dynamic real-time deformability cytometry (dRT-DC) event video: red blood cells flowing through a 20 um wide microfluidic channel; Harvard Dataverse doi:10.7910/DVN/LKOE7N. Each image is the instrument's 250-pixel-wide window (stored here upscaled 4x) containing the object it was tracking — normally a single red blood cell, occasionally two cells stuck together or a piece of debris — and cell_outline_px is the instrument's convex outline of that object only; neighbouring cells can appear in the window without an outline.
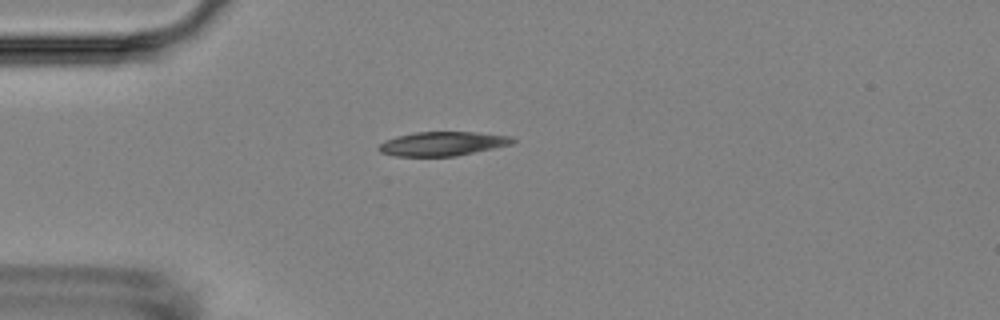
{"species": "Egyptian fruit bat (a non-hibernating species)", "species_latin": "Rousettus aegyptiacus", "temperature_condition": "room temperature", "stored_images_in_passage": 6, "camera_frame_rate_fps": 3000, "um_per_image_px": 0.085, "animal": {"sex": "female"}, "frame": {"image": 1, "passage_image": 2, "time_ms": 1.333, "image_size_px": [1000, 320], "cell_outline_px": [[516, 140], [512, 144], [456, 156], [396, 156], [380, 152], [376, 148], [384, 140], [396, 136], [416, 132], [476, 132], [512, 136]], "centroid_in_image_um": [37.6, 12.21], "position_along_channel_um": 47.4, "area_um2": 18.84}}
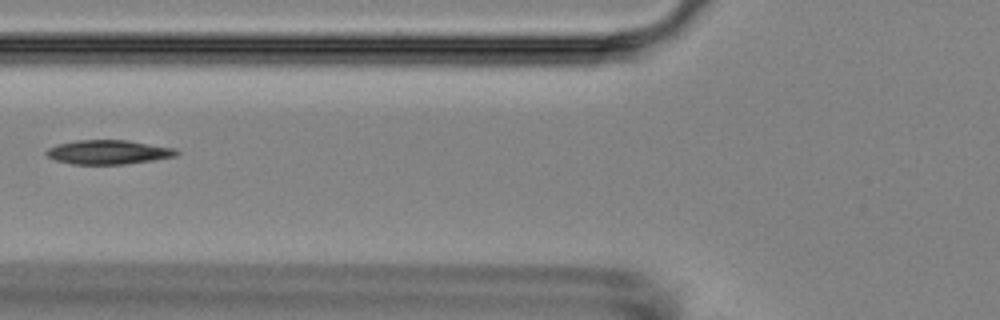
{"frame": {"image": 2, "passage_image": 4, "time_ms": 3.667, "image_size_px": [1000, 320], "cell_outline_px": [[180, 152], [176, 156], [152, 160], [124, 164], [72, 164], [56, 160], [48, 156], [44, 152], [48, 148], [56, 144], [76, 140], [128, 140], [176, 148]], "centroid_in_image_um": [9.21, 12.92], "position_along_channel_um": 116.6, "area_um2": 18.38}}
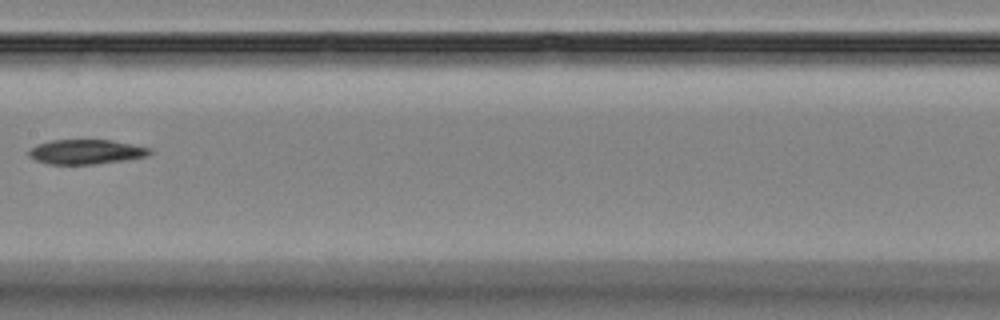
{"frame": {"image": 3, "passage_image": 6, "time_ms": 6.0, "image_size_px": [1000, 320], "cell_outline_px": [[152, 152], [148, 156], [124, 160], [92, 164], [48, 164], [36, 160], [28, 156], [28, 152], [36, 144], [52, 140], [112, 140], [152, 148]], "centroid_in_image_um": [7.32, 12.9], "position_along_channel_um": 200.1, "area_um2": 17.34}}